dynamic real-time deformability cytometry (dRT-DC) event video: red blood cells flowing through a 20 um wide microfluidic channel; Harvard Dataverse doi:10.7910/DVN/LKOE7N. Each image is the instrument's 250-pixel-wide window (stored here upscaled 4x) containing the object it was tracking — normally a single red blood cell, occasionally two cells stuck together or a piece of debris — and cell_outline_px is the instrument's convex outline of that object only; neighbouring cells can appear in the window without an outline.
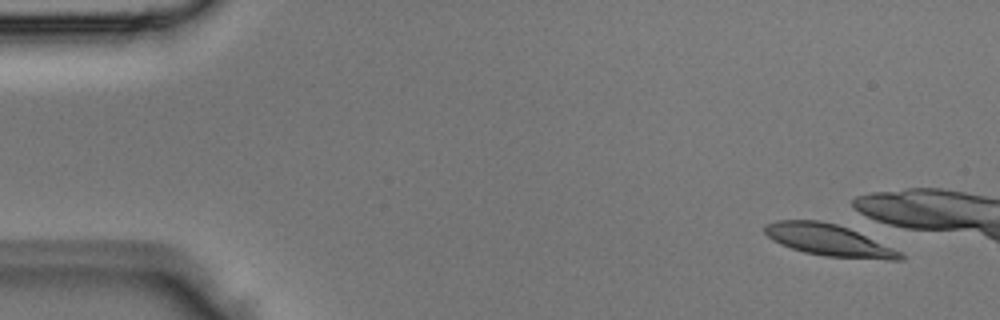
{"species": "Egyptian fruit bat (a non-hibernating species)", "species_latin": "Rousettus aegyptiacus", "temperature_condition": "room temperature", "stored_images_in_passage": 3, "camera_frame_rate_fps": 3000, "um_per_image_px": 0.085, "animal": {"sex": "male"}, "frame": {"image": 1, "passage_image": 3, "time_ms": 0.667, "image_size_px": [1000, 320], "cell_outline_px": [[904, 260], [888, 260], [824, 256], [804, 252], [780, 244], [772, 240], [764, 232], [764, 224], [776, 220], [820, 220], [836, 224], [848, 228], [892, 248], [900, 252], [904, 256]], "centroid_in_image_um": [70.39, 20.41], "position_along_channel_um": 14.6, "area_um2": 24.8}}